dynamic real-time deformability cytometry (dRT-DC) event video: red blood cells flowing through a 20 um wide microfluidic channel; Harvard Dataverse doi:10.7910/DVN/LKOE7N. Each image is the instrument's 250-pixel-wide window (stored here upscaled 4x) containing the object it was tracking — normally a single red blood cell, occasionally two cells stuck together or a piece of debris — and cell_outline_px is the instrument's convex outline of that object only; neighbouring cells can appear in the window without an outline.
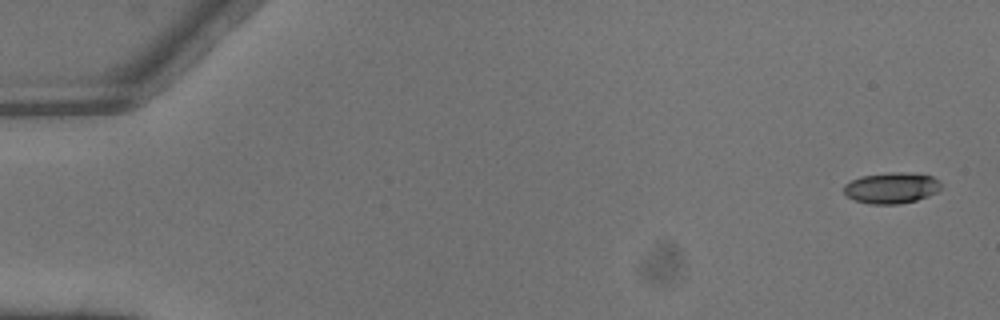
{"species": "common noctule bat (a hibernating species)", "species_latin": "Nyctalus noctula", "temperature_condition": "warm", "stored_images_in_passage": 4, "camera_frame_rate_fps": 3000, "um_per_image_px": 0.085, "animal": {"sex": "male", "body_mass_g": 13.3}, "frame": {"image": 1, "passage_image": 1, "time_ms": 0.0, "image_size_px": [1000, 320], "cell_outline_px": [[940, 188], [936, 192], [928, 196], [916, 200], [900, 204], [868, 204], [856, 200], [848, 196], [844, 192], [844, 184], [860, 176], [888, 172], [904, 172], [932, 176], [940, 180]], "centroid_in_image_um": [75.77, 15.97], "position_along_channel_um": 9.2, "area_um2": 17.57}}
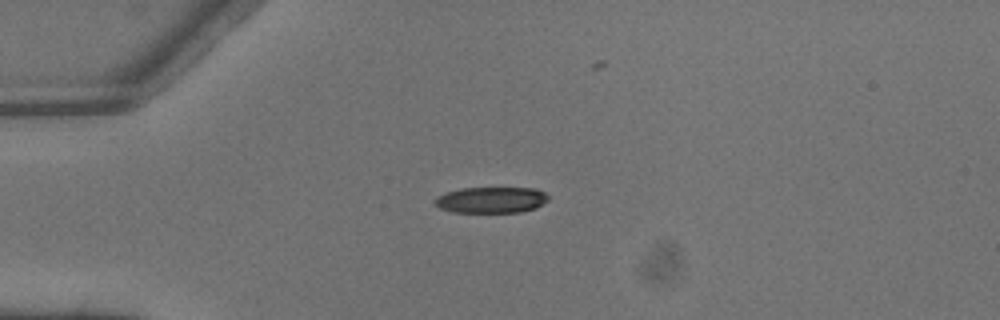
{"frame": {"image": 2, "passage_image": 4, "time_ms": 1.0, "image_size_px": [1000, 320], "cell_outline_px": [[548, 200], [536, 208], [520, 212], [452, 212], [440, 208], [436, 204], [436, 196], [448, 192], [464, 188], [536, 188], [544, 192], [548, 196]], "centroid_in_image_um": [41.79, 16.99], "position_along_channel_um": 43.2, "area_um2": 17.11}}